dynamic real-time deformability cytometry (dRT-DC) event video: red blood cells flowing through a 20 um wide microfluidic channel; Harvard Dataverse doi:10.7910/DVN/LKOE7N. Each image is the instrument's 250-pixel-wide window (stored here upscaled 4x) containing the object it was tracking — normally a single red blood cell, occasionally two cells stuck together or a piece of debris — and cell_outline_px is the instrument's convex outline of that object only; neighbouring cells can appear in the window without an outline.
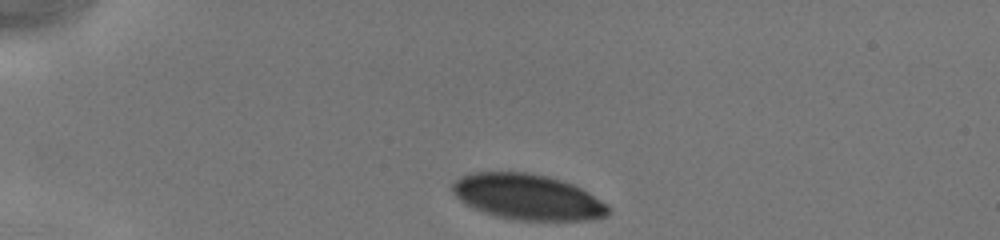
{"species": "human", "species_latin": "Homo sapiens", "temperature_condition": "cold", "stored_images_in_passage": 32, "camera_frame_rate_fps": 3000, "um_per_image_px": 0.085, "donor": {"sex": "male"}, "frame": {"image": 1, "passage_image": 1, "time_ms": 0.0, "image_size_px": [1000, 240], "cell_outline_px": [[612, 208], [608, 216], [600, 220], [512, 220], [496, 216], [472, 208], [460, 200], [452, 192], [452, 184], [460, 176], [472, 172], [528, 172], [548, 176], [572, 184], [588, 192], [608, 204]], "centroid_in_image_um": [44.88, 16.75], "position_along_channel_um": 40.1, "area_um2": 41.85}}
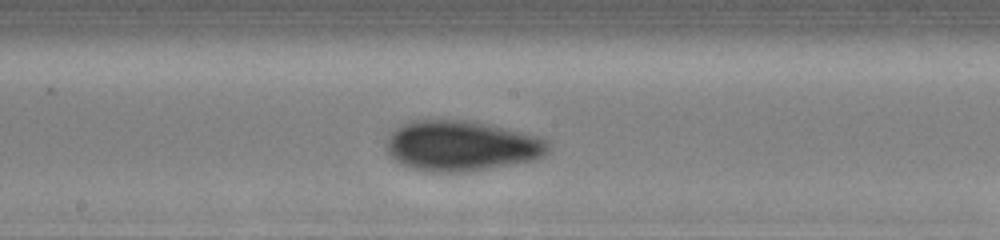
{"frame": {"image": 2, "passage_image": 17, "time_ms": 5.333, "image_size_px": [1000, 240], "cell_outline_px": [[552, 148], [540, 160], [472, 172], [416, 172], [404, 168], [396, 164], [388, 156], [384, 148], [384, 140], [388, 132], [400, 124], [408, 120], [472, 120], [492, 124], [544, 136], [548, 140]], "centroid_in_image_um": [39.2, 12.41], "position_along_channel_um": 209.0, "area_um2": 50.29}}
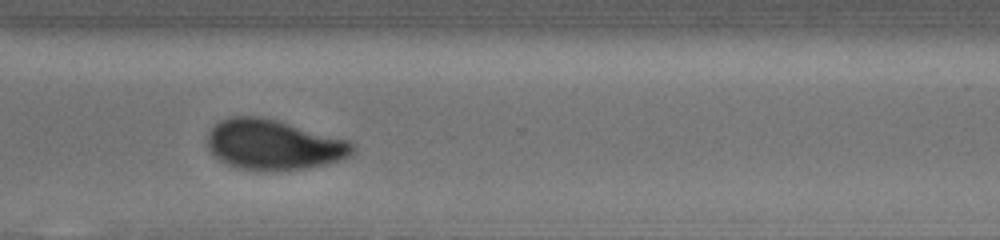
{"frame": {"image": 3, "passage_image": 27, "time_ms": 8.667, "image_size_px": [1000, 240], "cell_outline_px": [[356, 152], [352, 156], [344, 160], [328, 164], [288, 172], [252, 172], [236, 168], [224, 164], [216, 160], [208, 152], [204, 144], [204, 136], [220, 120], [228, 116], [260, 116], [280, 120], [348, 140], [356, 144]], "centroid_in_image_um": [23.22, 12.34], "position_along_channel_um": 347.4, "area_um2": 44.74}, "authors_computed_cell_mechanics": {"area_um2": 47.1937, "velocity_mm_per_s": 4.1496, "shape_relaxation_time_tau1_ms": 3.1694, "shape_relaxation_time_tau2_ms": 0.859, "deformation_change_tau1": 0.0954, "deformation_change_tau2": 0.0369}}